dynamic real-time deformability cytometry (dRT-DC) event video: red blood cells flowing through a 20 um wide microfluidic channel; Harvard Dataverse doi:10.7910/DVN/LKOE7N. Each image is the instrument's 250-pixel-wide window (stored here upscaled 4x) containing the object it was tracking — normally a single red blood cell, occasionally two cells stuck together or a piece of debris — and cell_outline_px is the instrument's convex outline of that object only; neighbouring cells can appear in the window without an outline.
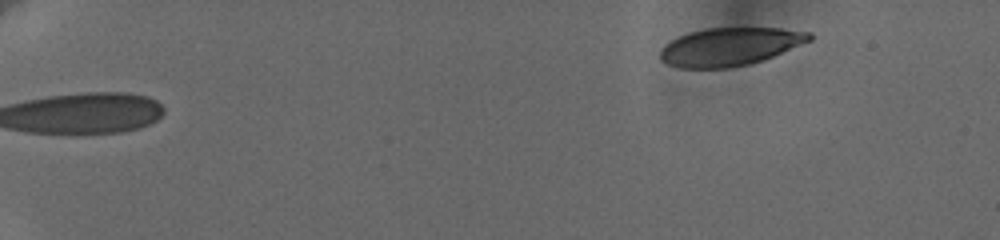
{"species": "human", "species_latin": "Homo sapiens", "temperature_condition": "cold", "stored_images_in_passage": 14, "camera_frame_rate_fps": 3000, "um_per_image_px": 0.085, "donor": {"sex": "female"}, "frame": {"image": 1, "passage_image": 1, "time_ms": 0.0, "image_size_px": [1000, 240], "cell_outline_px": [[812, 40], [764, 60], [748, 64], [728, 68], [680, 68], [668, 64], [660, 60], [660, 48], [664, 44], [688, 32], [704, 28], [780, 28], [812, 32]], "centroid_in_image_um": [62.03, 3.96], "position_along_channel_um": 23.0, "area_um2": 33.23}}
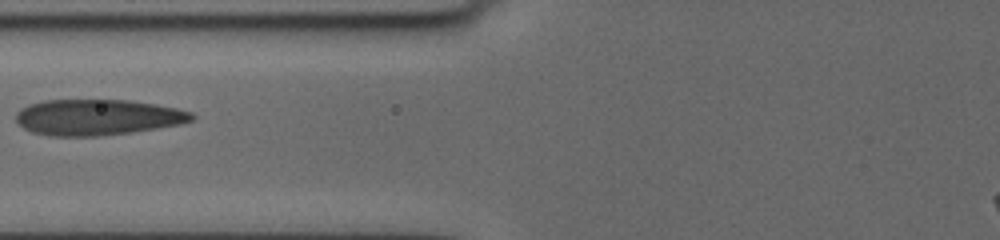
{"frame": {"image": 2, "passage_image": 11, "time_ms": 6.667, "image_size_px": [1000, 240], "cell_outline_px": [[196, 116], [192, 120], [180, 124], [156, 128], [128, 132], [96, 136], [52, 136], [32, 132], [24, 128], [16, 120], [16, 112], [20, 108], [28, 104], [44, 100], [128, 100], [156, 104], [176, 108], [192, 112]], "centroid_in_image_um": [8.26, 9.95], "position_along_channel_um": 117.5, "area_um2": 36.65}}
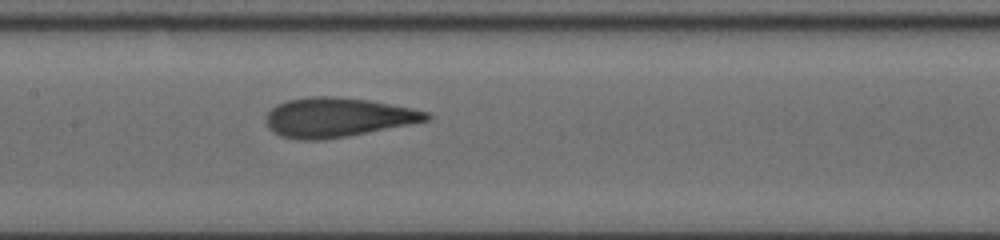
{"frame": {"image": 3, "passage_image": 14, "time_ms": 8.333, "image_size_px": [1000, 240], "cell_outline_px": [[432, 116], [428, 120], [348, 136], [320, 140], [296, 140], [280, 136], [272, 132], [268, 128], [268, 112], [276, 104], [288, 100], [312, 96], [332, 96], [368, 100], [412, 108], [428, 112]], "centroid_in_image_um": [28.66, 9.98], "position_along_channel_um": 178.7, "area_um2": 36.53}}